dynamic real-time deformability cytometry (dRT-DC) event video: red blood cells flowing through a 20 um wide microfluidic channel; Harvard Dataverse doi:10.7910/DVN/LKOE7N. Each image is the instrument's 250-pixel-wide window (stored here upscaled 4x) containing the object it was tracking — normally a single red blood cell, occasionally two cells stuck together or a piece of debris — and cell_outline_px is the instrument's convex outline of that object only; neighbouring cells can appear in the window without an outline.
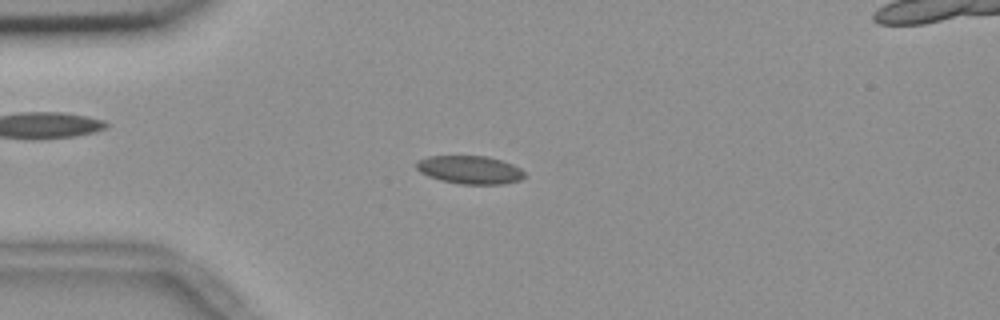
{"species": "common noctule bat (a hibernating species)", "species_latin": "Nyctalus noctula", "temperature_condition": "room temperature", "stored_images_in_passage": 6, "camera_frame_rate_fps": 3000, "um_per_image_px": 0.085, "animal": {"sex": "female", "body_mass_g": 18.4}, "frame": {"image": 1, "passage_image": 4, "time_ms": 1.0, "image_size_px": [1000, 320], "cell_outline_px": [[524, 176], [520, 180], [504, 184], [460, 184], [440, 180], [428, 176], [420, 172], [416, 168], [416, 160], [428, 156], [488, 156], [512, 164], [520, 168], [524, 172]], "centroid_in_image_um": [39.91, 14.43], "position_along_channel_um": 45.1, "area_um2": 17.8}}
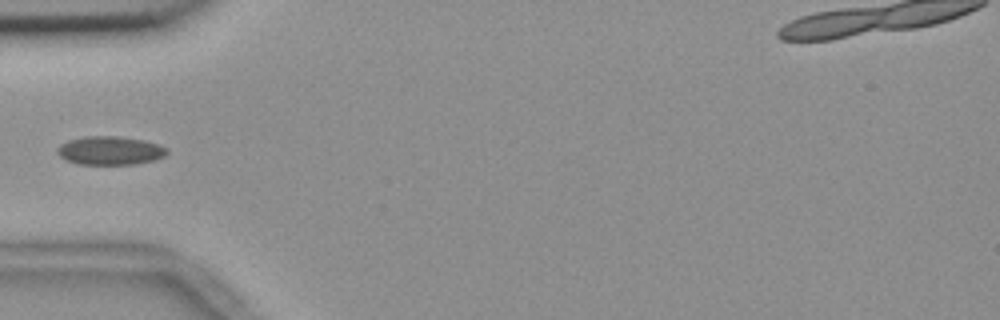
{"frame": {"image": 2, "passage_image": 5, "time_ms": 1.333, "image_size_px": [1000, 320], "cell_outline_px": [[168, 152], [164, 156], [156, 160], [136, 164], [76, 164], [64, 160], [56, 152], [56, 148], [60, 144], [68, 140], [88, 136], [116, 136], [144, 140], [168, 148]], "centroid_in_image_um": [9.33, 12.8], "position_along_channel_um": 75.7, "area_um2": 18.38}}